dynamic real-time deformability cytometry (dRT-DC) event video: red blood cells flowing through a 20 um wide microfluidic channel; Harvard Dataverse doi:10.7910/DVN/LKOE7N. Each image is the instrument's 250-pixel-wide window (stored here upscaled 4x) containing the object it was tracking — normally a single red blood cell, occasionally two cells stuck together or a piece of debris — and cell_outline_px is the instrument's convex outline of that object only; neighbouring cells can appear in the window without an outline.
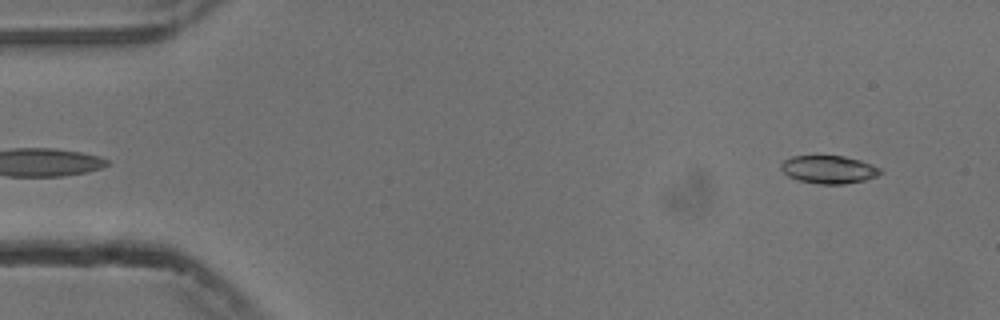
{"species": "common noctule bat (a hibernating species)", "species_latin": "Nyctalus noctula", "temperature_condition": "cold", "stored_images_in_passage": 52, "camera_frame_rate_fps": 3000, "um_per_image_px": 0.085, "animal": {"sex": "male", "body_mass_g": 13.3}, "frame": {"image": 1, "passage_image": 2, "time_ms": 0.333, "image_size_px": [1000, 320], "cell_outline_px": [[884, 172], [876, 176], [864, 180], [844, 184], [820, 184], [800, 180], [788, 176], [780, 168], [780, 164], [784, 160], [792, 156], [844, 156], [860, 160], [872, 164], [880, 168]], "centroid_in_image_um": [70.46, 14.4], "position_along_channel_um": 14.5, "area_um2": 16.13}}
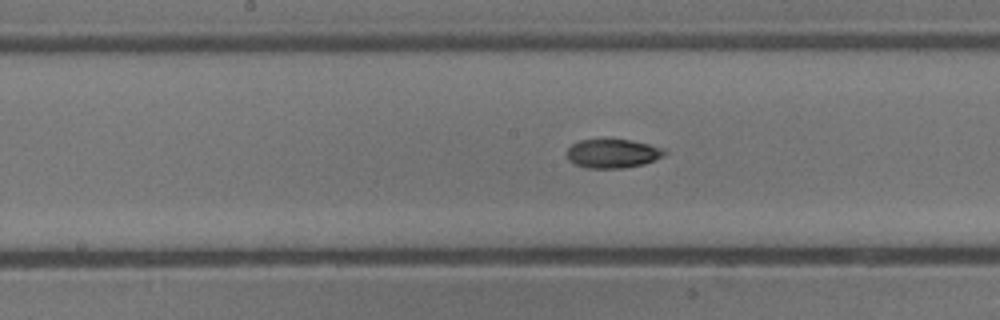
{"frame": {"image": 2, "passage_image": 25, "time_ms": 8.0, "image_size_px": [1000, 320], "cell_outline_px": [[668, 152], [664, 156], [644, 164], [624, 168], [584, 168], [568, 160], [568, 148], [572, 144], [580, 140], [628, 140], [648, 144], [664, 148]], "centroid_in_image_um": [52.1, 13.06], "position_along_channel_um": 196.1, "area_um2": 16.36}}
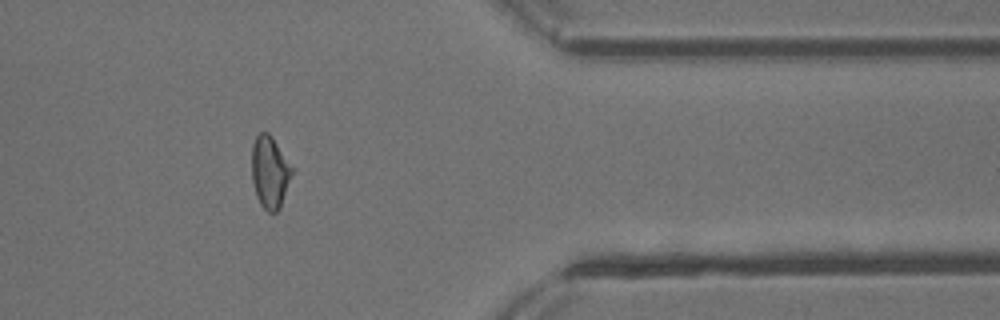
{"frame": {"image": 3, "passage_image": 42, "time_ms": 13.667, "image_size_px": [1000, 320], "cell_outline_px": [[292, 172], [280, 208], [276, 212], [268, 212], [260, 204], [256, 196], [252, 180], [252, 144], [256, 136], [260, 132], [268, 132], [272, 136], [292, 168]], "centroid_in_image_um": [22.91, 14.62], "position_along_channel_um": 388.5, "area_um2": 16.65}, "authors_computed_cell_mechanics": {"area_um2": 16.5886, "velocity_mm_per_s": 3.763, "shape_relaxation_time_tau1_ms": 5.4124, "shape_relaxation_time_tau2_ms": 5.9077, "deformation_change_tau1": 0.1361, "deformation_change_tau2": 0.1143}}